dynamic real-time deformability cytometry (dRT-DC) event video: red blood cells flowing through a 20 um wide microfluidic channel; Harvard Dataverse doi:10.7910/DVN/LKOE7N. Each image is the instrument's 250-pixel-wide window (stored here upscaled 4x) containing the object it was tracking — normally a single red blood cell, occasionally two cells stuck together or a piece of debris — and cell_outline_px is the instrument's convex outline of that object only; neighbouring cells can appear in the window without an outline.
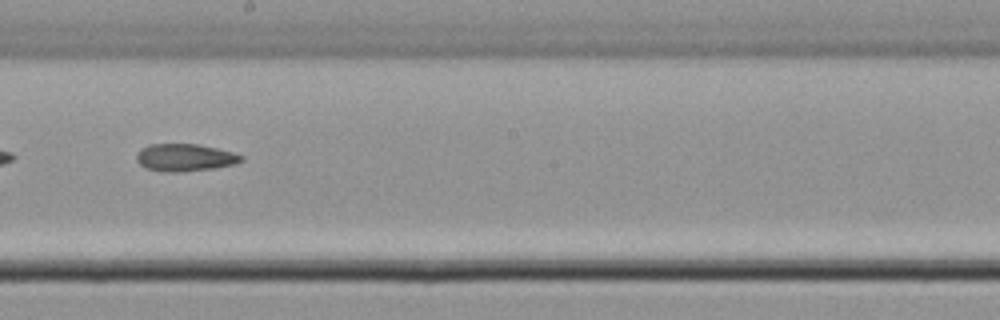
{"species": "common noctule bat (a hibernating species)", "species_latin": "Nyctalus noctula", "temperature_condition": "cold", "stored_images_in_passage": 54, "camera_frame_rate_fps": 3000, "um_per_image_px": 0.085, "animal": {"sex": "male", "body_mass_g": 21.5, "forearm_length_mm": 52.0}, "frame": {"image": 1, "passage_image": 31, "time_ms": 10.0, "image_size_px": [1000, 320], "cell_outline_px": [[244, 160], [232, 164], [216, 168], [184, 172], [164, 172], [144, 168], [136, 160], [136, 156], [140, 148], [148, 144], [196, 144], [216, 148], [232, 152], [244, 156]], "centroid_in_image_um": [15.68, 13.4], "position_along_channel_um": 232.5, "area_um2": 16.88}}